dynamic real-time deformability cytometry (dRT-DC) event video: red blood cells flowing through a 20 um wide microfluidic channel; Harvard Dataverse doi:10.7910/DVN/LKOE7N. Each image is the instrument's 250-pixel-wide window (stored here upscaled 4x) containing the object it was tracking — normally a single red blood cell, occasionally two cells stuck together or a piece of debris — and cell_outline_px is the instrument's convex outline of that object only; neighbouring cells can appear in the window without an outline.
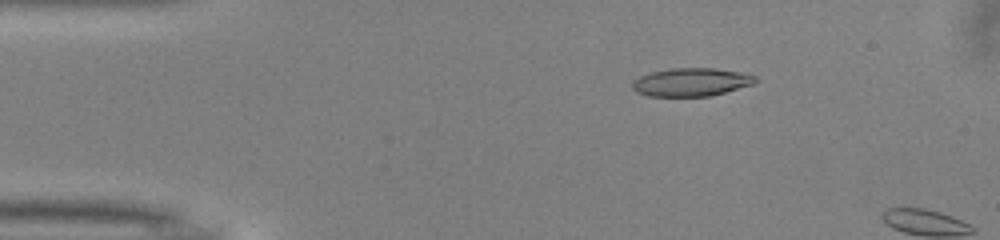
{"species": "common noctule bat (a hibernating species)", "species_latin": "Nyctalus noctula", "temperature_condition": "warm", "stored_images_in_passage": 11, "camera_frame_rate_fps": 3000, "um_per_image_px": 0.085, "animal": {"sex": "male", "body_mass_g": 13.0, "forearm_length_mm": 53.1}, "frame": {"image": 1, "passage_image": 8, "time_ms": 2.333, "image_size_px": [1000, 240], "cell_outline_px": [[756, 84], [708, 96], [648, 96], [636, 92], [632, 88], [632, 84], [640, 76], [652, 72], [672, 68], [716, 68], [740, 72], [756, 76]], "centroid_in_image_um": [58.77, 6.98], "position_along_channel_um": 26.2, "area_um2": 20.11}}